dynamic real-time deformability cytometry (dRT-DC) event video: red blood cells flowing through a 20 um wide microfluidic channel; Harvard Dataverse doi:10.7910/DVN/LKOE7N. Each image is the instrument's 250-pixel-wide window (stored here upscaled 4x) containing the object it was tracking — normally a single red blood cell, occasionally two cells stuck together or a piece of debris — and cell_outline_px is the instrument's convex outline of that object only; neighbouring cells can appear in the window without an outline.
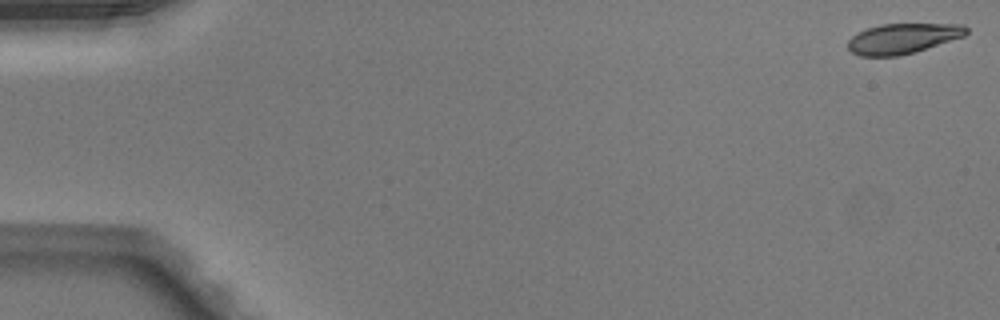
{"species": "Egyptian fruit bat (a non-hibernating species)", "species_latin": "Rousettus aegyptiacus", "temperature_condition": "warm", "stored_images_in_passage": 50, "camera_frame_rate_fps": 3000, "um_per_image_px": 0.085, "animal": {"sex": "male"}, "frame": {"image": 1, "passage_image": 1, "time_ms": 0.0, "image_size_px": [1000, 320], "cell_outline_px": [[968, 32], [964, 36], [916, 52], [900, 56], [860, 56], [852, 52], [848, 48], [848, 40], [852, 36], [868, 28], [880, 24], [964, 24], [968, 28]], "centroid_in_image_um": [76.75, 3.28], "position_along_channel_um": 8.2, "area_um2": 20.87}}
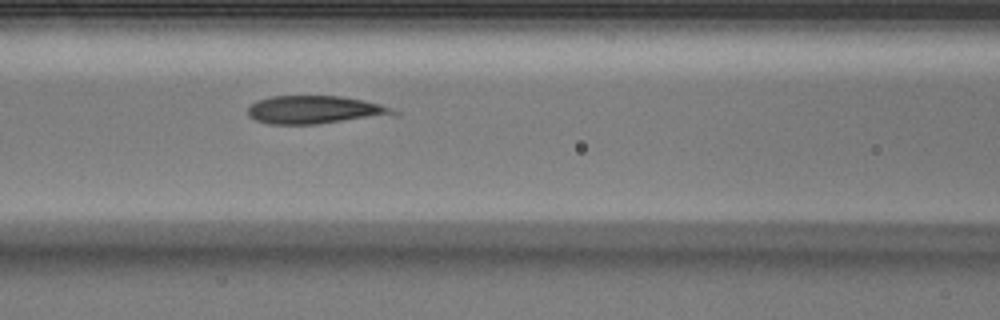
{"frame": {"image": 2, "passage_image": 22, "time_ms": 7.0, "image_size_px": [1000, 320], "cell_outline_px": [[400, 112], [396, 116], [316, 124], [268, 124], [256, 120], [248, 116], [248, 108], [256, 100], [272, 96], [340, 96], [364, 100], [380, 104]], "centroid_in_image_um": [26.82, 9.34], "position_along_channel_um": 139.8, "area_um2": 24.16}}
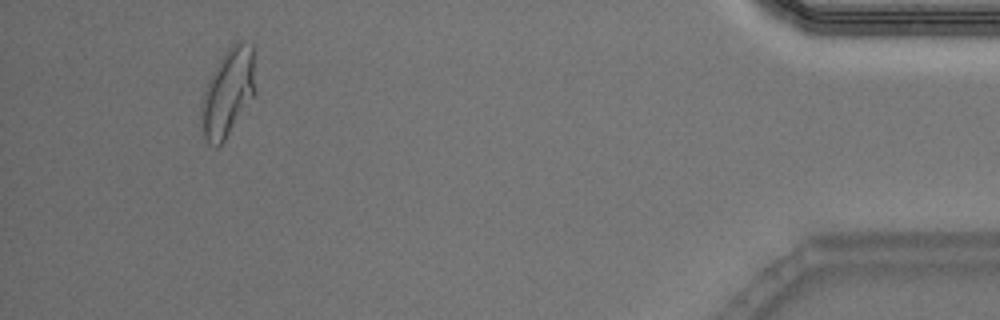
{"frame": {"image": 3, "passage_image": 47, "time_ms": 15.333, "image_size_px": [1000, 320], "cell_outline_px": [[256, 92], [224, 140], [216, 148], [208, 144], [204, 136], [200, 124], [200, 104], [204, 88], [212, 72], [224, 52], [236, 40], [244, 40], [252, 44]], "centroid_in_image_um": [19.35, 7.84], "position_along_channel_um": 415.9, "area_um2": 27.92}}